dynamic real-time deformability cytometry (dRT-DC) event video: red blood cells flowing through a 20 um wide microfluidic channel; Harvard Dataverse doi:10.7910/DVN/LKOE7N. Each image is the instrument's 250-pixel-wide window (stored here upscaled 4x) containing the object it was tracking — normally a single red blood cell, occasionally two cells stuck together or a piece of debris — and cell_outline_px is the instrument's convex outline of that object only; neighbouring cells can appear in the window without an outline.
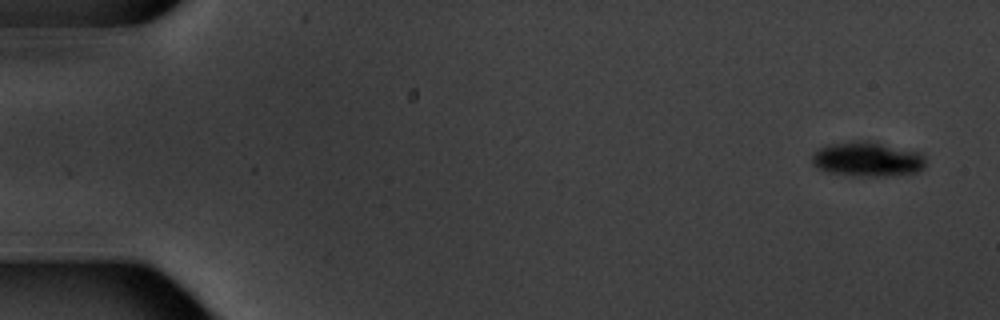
{"species": "common noctule bat (a hibernating species)", "species_latin": "Nyctalus noctula", "temperature_condition": "warm", "stored_images_in_passage": 5, "camera_frame_rate_fps": 3000, "um_per_image_px": 0.085, "animal": {"sex": "male", "body_mass_g": 20.1, "forearm_length_mm": 53.5}, "frame": {"image": 1, "passage_image": 1, "time_ms": 0.0, "image_size_px": [1000, 320], "cell_outline_px": [[924, 168], [916, 172], [892, 176], [872, 176], [824, 172], [816, 168], [812, 164], [812, 152], [824, 144], [852, 140], [876, 140], [920, 152], [924, 156]], "centroid_in_image_um": [73.69, 13.49], "position_along_channel_um": 11.3, "area_um2": 23.7}}
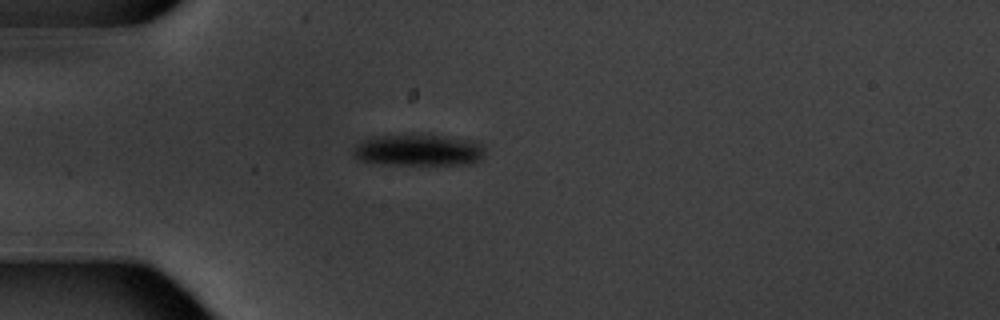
{"frame": {"image": 2, "passage_image": 5, "time_ms": 4.667, "image_size_px": [1000, 320], "cell_outline_px": [[484, 156], [480, 160], [472, 164], [384, 164], [360, 160], [352, 156], [352, 148], [360, 140], [372, 136], [412, 132], [428, 132], [476, 140], [484, 144]], "centroid_in_image_um": [35.58, 12.69], "position_along_channel_um": 49.4, "area_um2": 25.78}}